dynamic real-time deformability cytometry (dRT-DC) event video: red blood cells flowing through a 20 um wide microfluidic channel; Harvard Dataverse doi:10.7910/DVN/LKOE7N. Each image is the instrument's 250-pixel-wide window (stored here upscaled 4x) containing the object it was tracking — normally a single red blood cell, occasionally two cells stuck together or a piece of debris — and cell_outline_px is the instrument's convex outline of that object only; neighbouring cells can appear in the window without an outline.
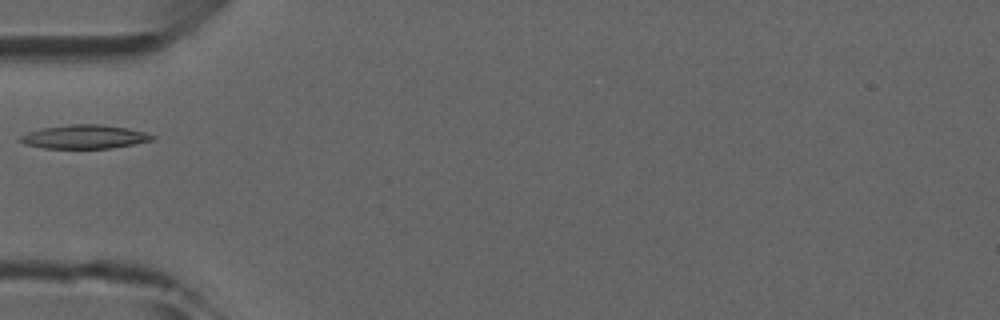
{"species": "common noctule bat (a hibernating species)", "species_latin": "Nyctalus noctula", "temperature_condition": "room temperature", "stored_images_in_passage": 2, "camera_frame_rate_fps": 3000, "um_per_image_px": 0.085, "animal": {"sex": "male", "forearm_length_mm": 52.5}, "frame": {"image": 1, "passage_image": 1, "time_ms": 0.0, "image_size_px": [1000, 320], "cell_outline_px": [[156, 136], [152, 140], [112, 148], [44, 148], [24, 144], [16, 140], [20, 136], [28, 132], [40, 128], [72, 124], [100, 124], [128, 128], [144, 132]], "centroid_in_image_um": [7.13, 11.62], "position_along_channel_um": 77.9, "area_um2": 18.26}}
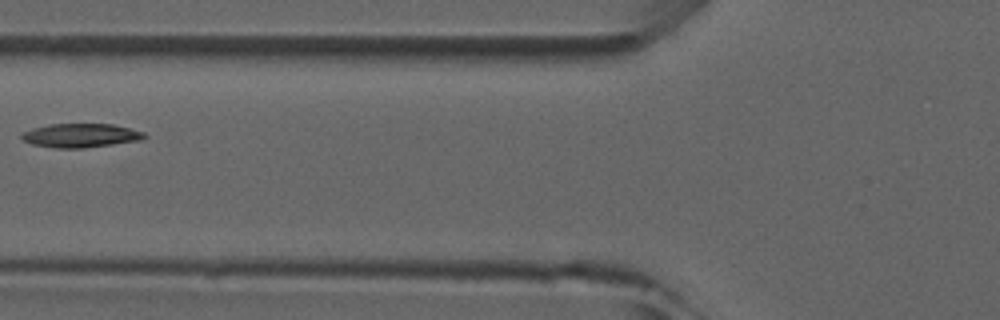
{"frame": {"image": 2, "passage_image": 2, "time_ms": 1.0, "image_size_px": [1000, 320], "cell_outline_px": [[148, 136], [144, 140], [84, 148], [56, 148], [32, 144], [24, 140], [20, 136], [20, 132], [32, 128], [48, 124], [112, 124], [144, 132]], "centroid_in_image_um": [6.86, 11.51], "position_along_channel_um": 118.9, "area_um2": 17.22}}